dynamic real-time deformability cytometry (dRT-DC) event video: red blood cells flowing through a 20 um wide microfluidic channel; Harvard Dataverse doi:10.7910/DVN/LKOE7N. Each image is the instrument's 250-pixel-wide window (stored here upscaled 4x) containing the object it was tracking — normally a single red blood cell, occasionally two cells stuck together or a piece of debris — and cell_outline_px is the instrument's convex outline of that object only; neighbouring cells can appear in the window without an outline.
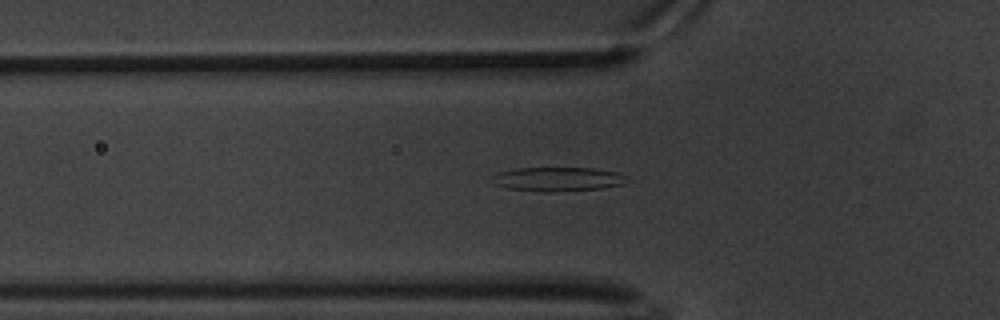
{"species": "common noctule bat (a hibernating species)", "species_latin": "Nyctalus noctula", "temperature_condition": "warm", "stored_images_in_passage": 56, "camera_frame_rate_fps": 3000, "um_per_image_px": 0.085, "animal": {"sex": "male", "body_mass_g": 20.1, "forearm_length_mm": 53.5}, "frame": {"image": 1, "passage_image": 21, "time_ms": 6.667, "image_size_px": [1000, 320], "cell_outline_px": [[632, 180], [624, 184], [604, 188], [552, 192], [544, 192], [508, 188], [496, 184], [488, 176], [500, 172], [516, 168], [592, 168], [616, 172], [628, 176]], "centroid_in_image_um": [47.46, 15.23], "position_along_channel_um": 78.3, "area_um2": 19.13}}
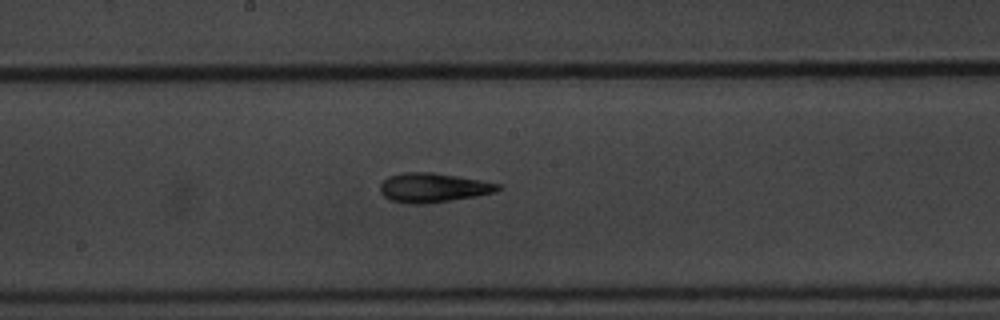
{"frame": {"image": 2, "passage_image": 33, "time_ms": 10.667, "image_size_px": [1000, 320], "cell_outline_px": [[504, 188], [496, 192], [476, 196], [424, 204], [408, 204], [392, 200], [384, 196], [380, 192], [380, 184], [388, 176], [404, 172], [432, 172], [480, 180], [500, 184]], "centroid_in_image_um": [36.82, 15.95], "position_along_channel_um": 211.4, "area_um2": 20.11}}
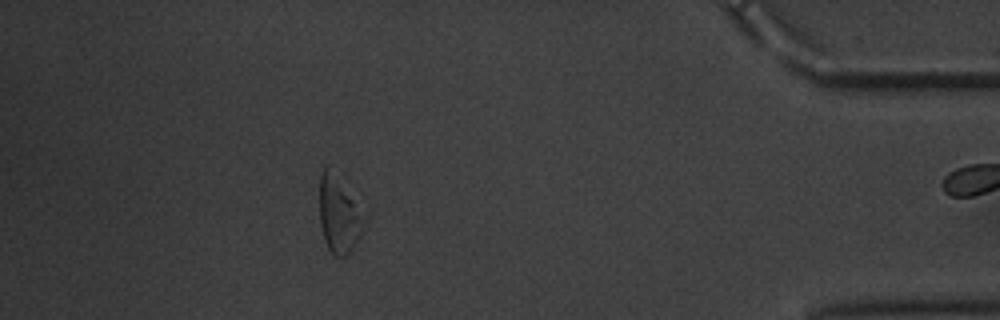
{"frame": {"image": 3, "passage_image": 55, "time_ms": 18.0, "image_size_px": [1000, 320], "cell_outline_px": [[368, 220], [364, 232], [352, 248], [344, 256], [336, 256], [328, 248], [324, 240], [320, 224], [320, 176], [324, 168], [328, 164], [368, 216]], "centroid_in_image_um": [28.86, 18.23], "position_along_channel_um": 406.3, "area_um2": 20.35}}